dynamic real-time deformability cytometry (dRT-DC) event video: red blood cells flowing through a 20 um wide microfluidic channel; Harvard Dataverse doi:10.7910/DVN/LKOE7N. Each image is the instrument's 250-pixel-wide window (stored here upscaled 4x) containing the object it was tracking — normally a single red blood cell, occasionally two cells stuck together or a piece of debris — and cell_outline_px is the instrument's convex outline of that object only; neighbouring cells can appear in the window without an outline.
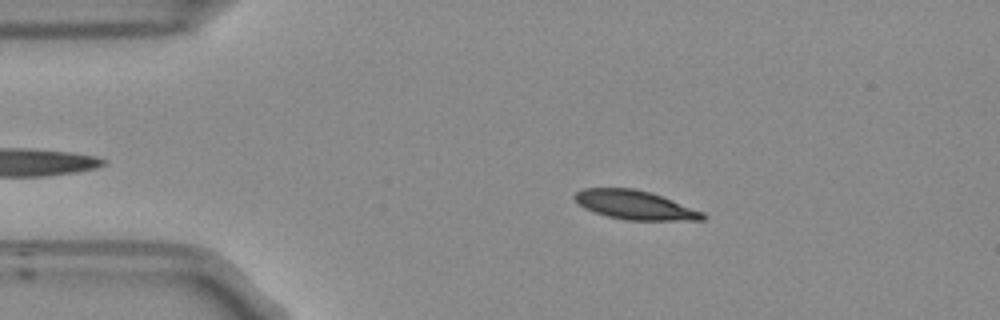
{"species": "Egyptian fruit bat (a non-hibernating species)", "species_latin": "Rousettus aegyptiacus", "temperature_condition": "room temperature", "stored_images_in_passage": 45, "camera_frame_rate_fps": 3000, "um_per_image_px": 0.085, "frame": {"image": 1, "passage_image": 8, "time_ms": 2.333, "image_size_px": [1000, 320], "cell_outline_px": [[708, 216], [704, 220], [624, 220], [608, 216], [584, 208], [572, 196], [576, 192], [584, 188], [632, 188], [648, 192], [660, 196], [704, 212]], "centroid_in_image_um": [53.97, 17.43], "position_along_channel_um": 31.0, "area_um2": 21.33}}
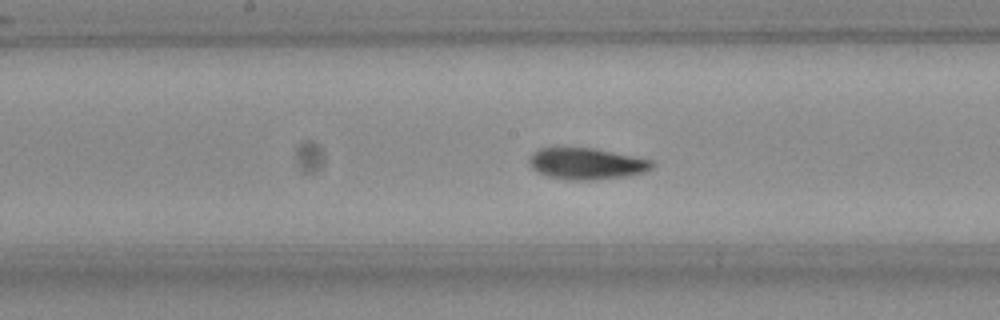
{"frame": {"image": 2, "passage_image": 25, "time_ms": 8.0, "image_size_px": [1000, 320], "cell_outline_px": [[656, 164], [652, 168], [644, 172], [628, 176], [596, 180], [564, 180], [548, 176], [536, 172], [528, 164], [528, 156], [532, 152], [540, 148], [592, 148], [652, 160]], "centroid_in_image_um": [49.81, 13.93], "position_along_channel_um": 198.4, "area_um2": 22.72}}
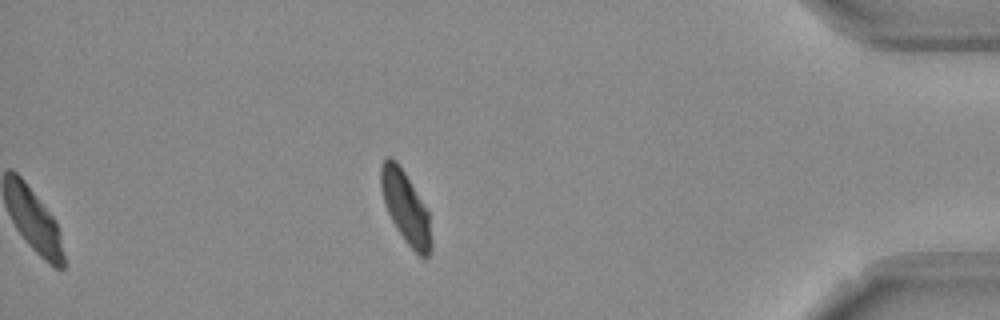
{"frame": {"image": 3, "passage_image": 45, "time_ms": 14.667, "image_size_px": [1000, 320], "cell_outline_px": [[432, 244], [428, 256], [420, 256], [404, 240], [396, 228], [384, 204], [380, 188], [380, 168], [384, 160], [388, 156], [396, 160], [404, 172], [428, 212], [432, 240]], "centroid_in_image_um": [34.45, 17.62], "position_along_channel_um": 400.7, "area_um2": 20.75}, "authors_computed_cell_mechanics": {"area_um2": 22.1952, "velocity_mm_per_s": 3.7095, "shape_relaxation_time_tau1_ms": 4.8108, "shape_relaxation_time_tau2_ms": null, "deformation_change_tau1": 0.1472, "deformation_change_tau2": null}}